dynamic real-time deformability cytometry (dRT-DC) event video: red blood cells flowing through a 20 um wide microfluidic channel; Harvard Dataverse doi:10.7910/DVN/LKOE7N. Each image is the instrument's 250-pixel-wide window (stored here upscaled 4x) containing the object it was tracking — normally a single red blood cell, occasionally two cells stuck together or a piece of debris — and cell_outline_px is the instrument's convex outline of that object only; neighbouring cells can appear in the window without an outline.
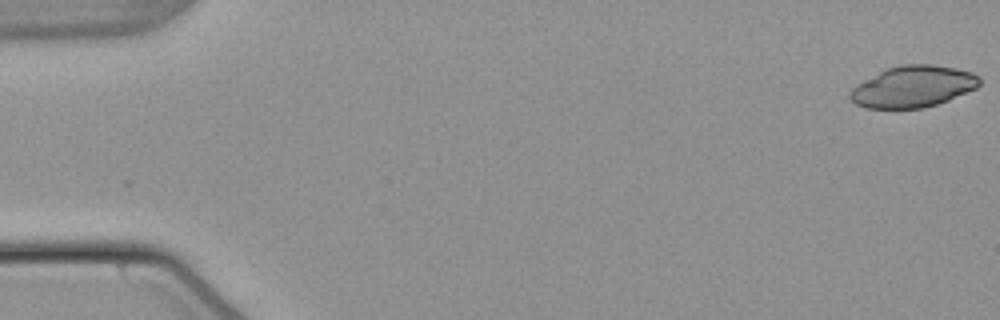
{"species": "common noctule bat (a hibernating species)", "species_latin": "Nyctalus noctula", "temperature_condition": "warm", "stored_images_in_passage": 54, "camera_frame_rate_fps": 3000, "um_per_image_px": 0.085, "animal": {"sex": "male", "body_mass_g": 21.5, "forearm_length_mm": 52.0}, "frame": {"image": 1, "passage_image": 1, "time_ms": 0.0, "image_size_px": [1000, 320], "cell_outline_px": [[980, 84], [976, 88], [948, 100], [924, 108], [868, 108], [856, 104], [848, 96], [848, 92], [856, 84], [888, 68], [900, 64], [932, 64], [956, 68], [972, 72], [980, 76]], "centroid_in_image_um": [77.61, 7.35], "position_along_channel_um": 7.4, "area_um2": 31.21}}